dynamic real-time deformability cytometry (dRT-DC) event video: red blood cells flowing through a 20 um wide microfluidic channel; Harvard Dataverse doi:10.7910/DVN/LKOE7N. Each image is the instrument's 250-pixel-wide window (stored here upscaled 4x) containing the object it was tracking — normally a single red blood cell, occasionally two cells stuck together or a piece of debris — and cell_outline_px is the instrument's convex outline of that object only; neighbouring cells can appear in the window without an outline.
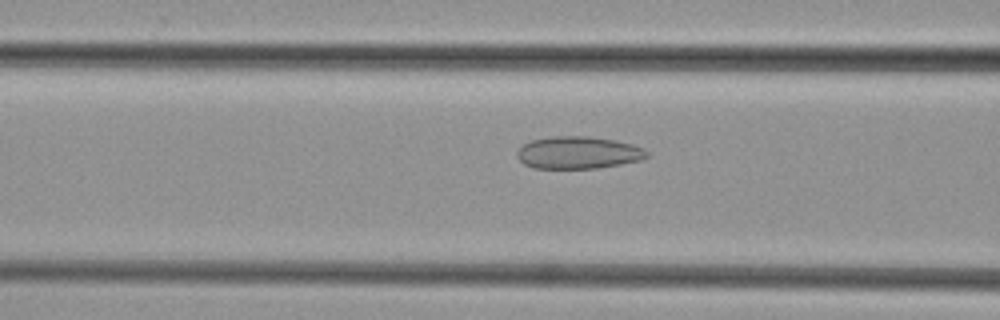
{"species": "common noctule bat (a hibernating species)", "species_latin": "Nyctalus noctula", "temperature_condition": "cold", "stored_images_in_passage": 41, "camera_frame_rate_fps": 3000, "um_per_image_px": 0.085, "animal": {"sex": "female", "body_mass_g": 29.2, "forearm_length_mm": 56.3}, "frame": {"image": 1, "passage_image": 12, "time_ms": 3.667, "image_size_px": [1000, 320], "cell_outline_px": [[648, 156], [644, 160], [596, 168], [532, 168], [524, 164], [516, 156], [516, 152], [524, 144], [532, 140], [552, 136], [588, 136], [612, 140], [632, 144], [644, 148], [648, 152]], "centroid_in_image_um": [49.16, 12.98], "position_along_channel_um": 117.4, "area_um2": 24.45}}
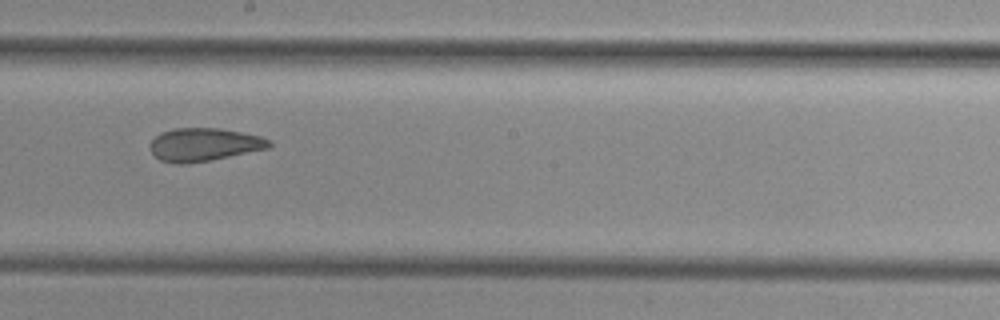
{"frame": {"image": 2, "passage_image": 20, "time_ms": 6.333, "image_size_px": [1000, 320], "cell_outline_px": [[272, 144], [268, 148], [208, 160], [184, 164], [176, 164], [160, 160], [152, 152], [148, 144], [160, 132], [176, 128], [220, 128], [260, 136], [272, 140]], "centroid_in_image_um": [17.32, 12.28], "position_along_channel_um": 230.9, "area_um2": 22.77}}
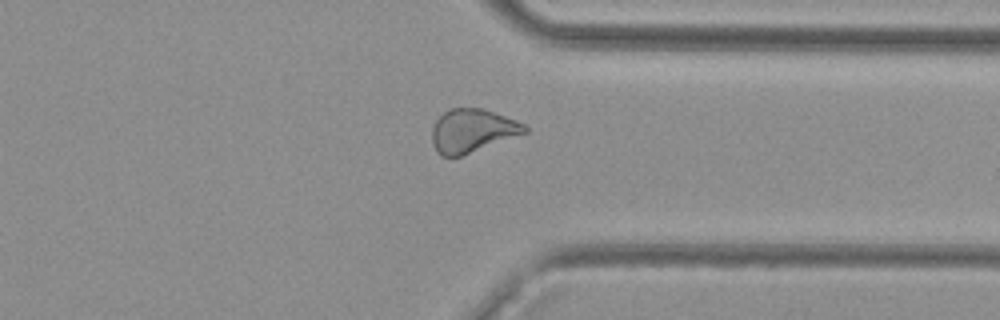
{"frame": {"image": 3, "passage_image": 30, "time_ms": 9.667, "image_size_px": [1000, 320], "cell_outline_px": [[528, 132], [460, 156], [440, 156], [436, 152], [432, 144], [432, 128], [436, 120], [444, 112], [452, 108], [484, 108], [516, 120], [524, 124], [528, 128]], "centroid_in_image_um": [40.13, 11.1], "position_along_channel_um": 371.3, "area_um2": 23.35}}